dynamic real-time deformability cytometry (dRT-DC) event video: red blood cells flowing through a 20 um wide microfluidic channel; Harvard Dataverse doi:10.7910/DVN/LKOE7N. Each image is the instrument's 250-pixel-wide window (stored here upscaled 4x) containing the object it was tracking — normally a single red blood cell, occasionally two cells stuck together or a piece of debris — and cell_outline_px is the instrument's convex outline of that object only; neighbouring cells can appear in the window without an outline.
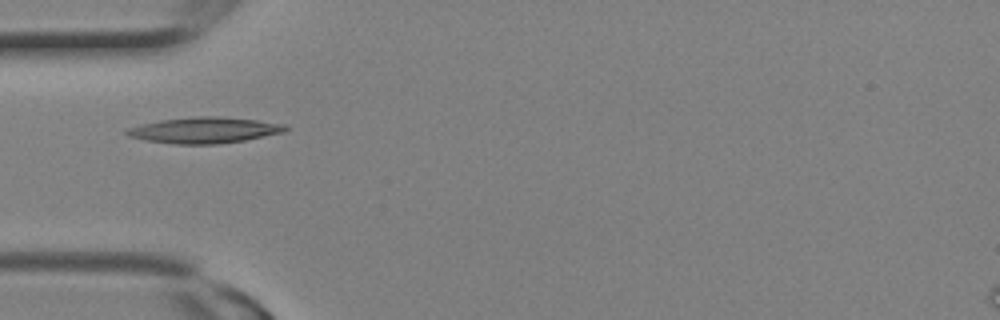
{"species": "Egyptian fruit bat (a non-hibernating species)", "species_latin": "Rousettus aegyptiacus", "temperature_condition": "room temperature", "stored_images_in_passage": 3, "camera_frame_rate_fps": 3000, "um_per_image_px": 0.085, "animal": {"sex": "female"}, "frame": {"image": 1, "passage_image": 3, "time_ms": 0.667, "image_size_px": [1000, 320], "cell_outline_px": [[288, 128], [284, 132], [244, 140], [216, 144], [172, 144], [144, 140], [128, 136], [124, 132], [128, 128], [140, 124], [160, 120], [196, 116], [212, 116], [256, 120], [288, 124]], "centroid_in_image_um": [17.35, 11.06], "position_along_channel_um": 67.7, "area_um2": 23.99}}